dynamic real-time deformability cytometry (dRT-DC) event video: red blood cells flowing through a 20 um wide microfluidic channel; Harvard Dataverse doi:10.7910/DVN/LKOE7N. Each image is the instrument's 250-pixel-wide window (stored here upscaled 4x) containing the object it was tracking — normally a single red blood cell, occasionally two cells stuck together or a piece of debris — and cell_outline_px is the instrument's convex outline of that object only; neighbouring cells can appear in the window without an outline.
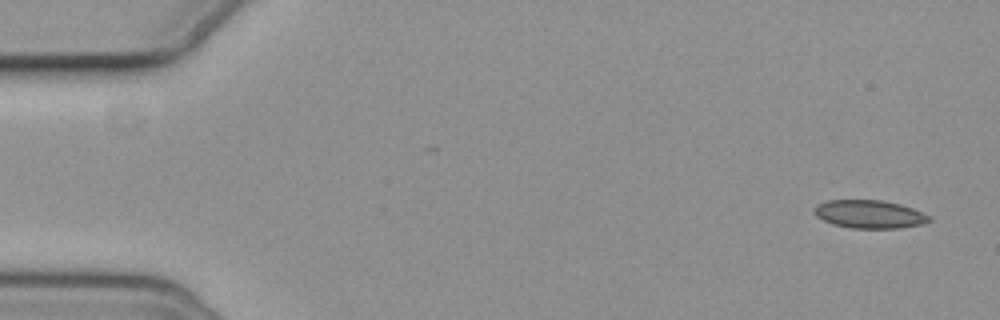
{"species": "common noctule bat (a hibernating species)", "species_latin": "Nyctalus noctula", "temperature_condition": "cold", "stored_images_in_passage": 4, "camera_frame_rate_fps": 3000, "um_per_image_px": 0.085, "animal": {"sex": "female", "body_mass_g": 19.3, "forearm_length_mm": 54.1}, "frame": {"image": 1, "passage_image": 1, "time_ms": 0.0, "image_size_px": [1000, 320], "cell_outline_px": [[932, 220], [920, 224], [900, 228], [852, 228], [832, 224], [816, 216], [812, 212], [816, 204], [828, 200], [884, 200], [900, 204], [912, 208], [932, 216]], "centroid_in_image_um": [73.89, 18.2], "position_along_channel_um": 11.1, "area_um2": 18.96}}